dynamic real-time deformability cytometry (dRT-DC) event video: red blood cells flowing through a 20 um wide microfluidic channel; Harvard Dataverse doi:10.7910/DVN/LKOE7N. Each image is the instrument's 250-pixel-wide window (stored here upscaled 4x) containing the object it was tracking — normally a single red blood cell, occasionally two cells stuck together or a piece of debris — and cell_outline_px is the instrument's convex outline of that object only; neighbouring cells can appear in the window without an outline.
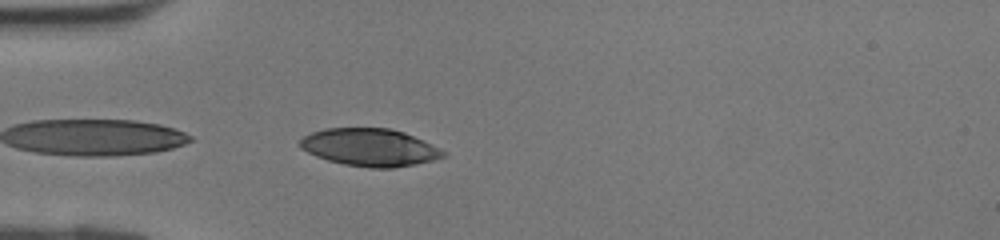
{"species": "human", "species_latin": "Homo sapiens", "temperature_condition": "room temperature", "stored_images_in_passage": 30, "camera_frame_rate_fps": 3000, "um_per_image_px": 0.085, "donor": {"sex": "female"}, "frame": {"image": 1, "passage_image": 1, "time_ms": 0.0, "image_size_px": [1000, 240], "cell_outline_px": [[448, 156], [416, 164], [392, 168], [368, 168], [344, 164], [328, 160], [316, 156], [300, 148], [300, 140], [304, 136], [312, 132], [324, 128], [388, 128], [404, 132], [440, 148], [448, 152]], "centroid_in_image_um": [31.45, 12.53], "position_along_channel_um": 53.5, "area_um2": 31.39}}
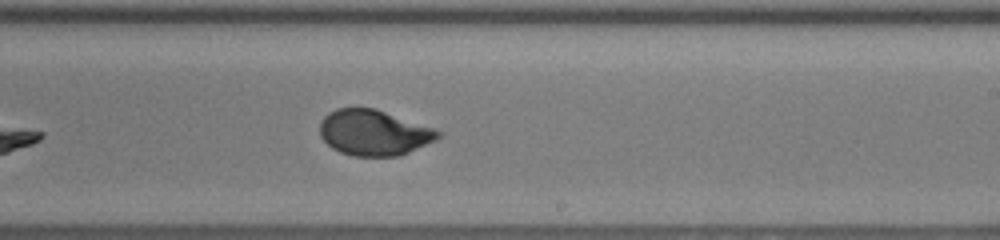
{"frame": {"image": 2, "passage_image": 14, "time_ms": 4.333, "image_size_px": [1000, 240], "cell_outline_px": [[444, 132], [436, 140], [400, 156], [352, 156], [340, 152], [332, 148], [320, 136], [320, 120], [328, 112], [336, 108], [376, 108], [436, 128]], "centroid_in_image_um": [31.8, 11.27], "position_along_channel_um": 257.2, "area_um2": 31.85}}
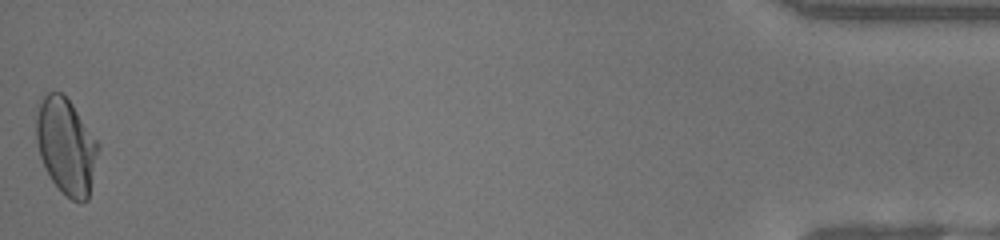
{"frame": {"image": 3, "passage_image": 30, "time_ms": 9.667, "image_size_px": [1000, 240], "cell_outline_px": [[100, 148], [88, 200], [80, 204], [72, 200], [52, 180], [40, 156], [36, 140], [36, 112], [44, 96], [48, 92], [60, 92], [72, 104], [100, 144]], "centroid_in_image_um": [5.65, 12.44], "position_along_channel_um": 429.5, "area_um2": 34.45}}